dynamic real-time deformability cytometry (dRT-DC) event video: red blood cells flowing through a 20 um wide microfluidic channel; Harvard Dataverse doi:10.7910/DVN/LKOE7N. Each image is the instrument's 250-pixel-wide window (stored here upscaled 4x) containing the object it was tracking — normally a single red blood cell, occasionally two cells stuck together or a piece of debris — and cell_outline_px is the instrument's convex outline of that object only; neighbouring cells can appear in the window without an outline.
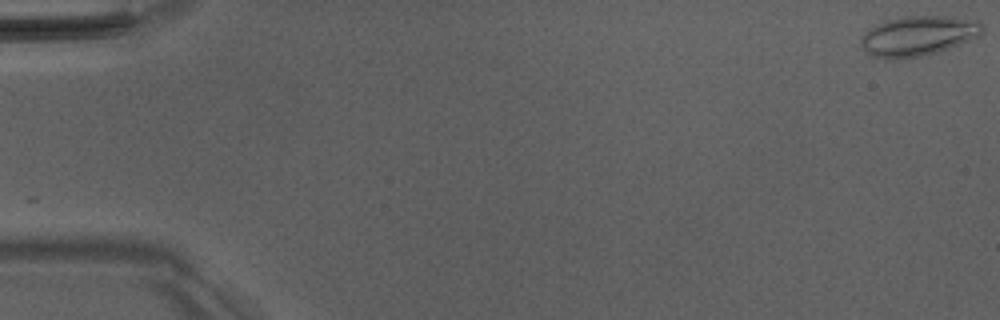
{"species": "Egyptian fruit bat (a non-hibernating species)", "species_latin": "Rousettus aegyptiacus", "temperature_condition": "room temperature", "stored_images_in_passage": 13, "camera_frame_rate_fps": 3000, "um_per_image_px": 0.085, "animal": {"sex": "male"}, "frame": {"image": 1, "passage_image": 1, "time_ms": 0.0, "image_size_px": [1000, 320], "cell_outline_px": [[984, 32], [980, 36], [948, 48], [936, 52], [920, 56], [892, 60], [888, 60], [868, 56], [864, 52], [860, 44], [860, 40], [864, 32], [876, 24], [884, 20], [904, 16], [952, 16], [980, 20], [984, 24]], "centroid_in_image_um": [78.02, 3.05], "position_along_channel_um": 7.0, "area_um2": 28.9}}